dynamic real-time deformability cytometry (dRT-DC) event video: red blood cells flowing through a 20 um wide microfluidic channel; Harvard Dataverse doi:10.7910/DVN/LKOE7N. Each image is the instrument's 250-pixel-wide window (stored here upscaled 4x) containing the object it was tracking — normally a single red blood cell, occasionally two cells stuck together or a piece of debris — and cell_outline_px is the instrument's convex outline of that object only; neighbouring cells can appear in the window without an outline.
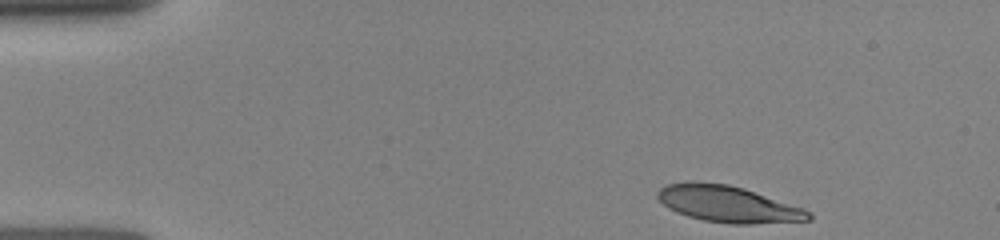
{"species": "human", "species_latin": "Homo sapiens", "temperature_condition": "room temperature", "stored_images_in_passage": 32, "camera_frame_rate_fps": 3000, "um_per_image_px": 0.085, "donor": {"sex": "female"}, "frame": {"image": 1, "passage_image": 1, "time_ms": 0.0, "image_size_px": [1000, 240], "cell_outline_px": [[812, 220], [752, 224], [732, 224], [704, 220], [688, 216], [676, 212], [668, 208], [656, 196], [656, 192], [660, 188], [668, 184], [692, 180], [696, 180], [728, 184], [744, 188], [804, 208], [812, 212]], "centroid_in_image_um": [61.88, 17.33], "position_along_channel_um": 23.1, "area_um2": 32.37}}
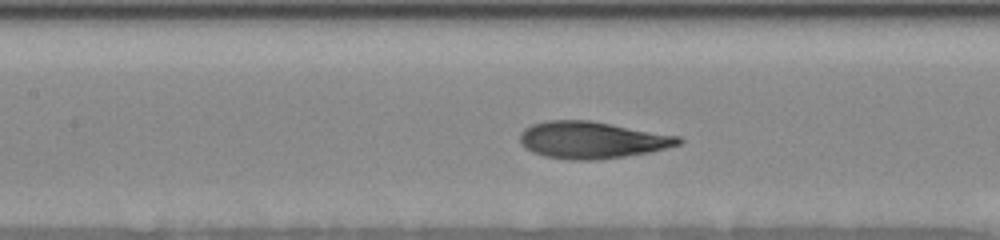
{"frame": {"image": 2, "passage_image": 18, "time_ms": 5.333, "image_size_px": [1000, 240], "cell_outline_px": [[684, 140], [680, 144], [652, 152], [596, 160], [568, 160], [544, 156], [532, 152], [524, 148], [520, 144], [520, 132], [524, 128], [532, 124], [544, 120], [592, 120], [680, 136]], "centroid_in_image_um": [50.3, 11.89], "position_along_channel_um": 157.1, "area_um2": 34.56}}
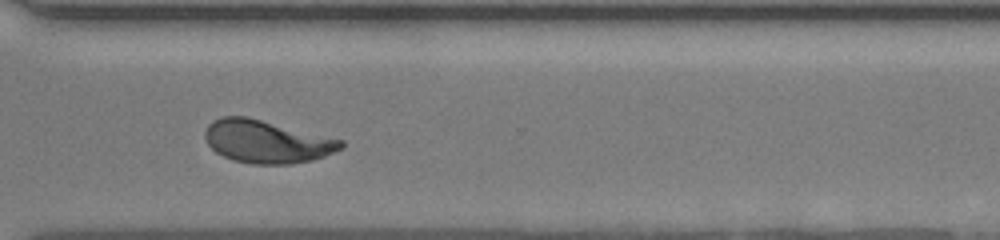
{"frame": {"image": 3, "passage_image": 31, "time_ms": 10.0, "image_size_px": [1000, 240], "cell_outline_px": [[344, 148], [324, 156], [312, 160], [288, 164], [252, 164], [232, 160], [216, 152], [208, 144], [204, 136], [204, 132], [208, 124], [212, 120], [220, 116], [244, 116], [344, 140]], "centroid_in_image_um": [22.65, 12.04], "position_along_channel_um": 347.9, "area_um2": 33.81}}